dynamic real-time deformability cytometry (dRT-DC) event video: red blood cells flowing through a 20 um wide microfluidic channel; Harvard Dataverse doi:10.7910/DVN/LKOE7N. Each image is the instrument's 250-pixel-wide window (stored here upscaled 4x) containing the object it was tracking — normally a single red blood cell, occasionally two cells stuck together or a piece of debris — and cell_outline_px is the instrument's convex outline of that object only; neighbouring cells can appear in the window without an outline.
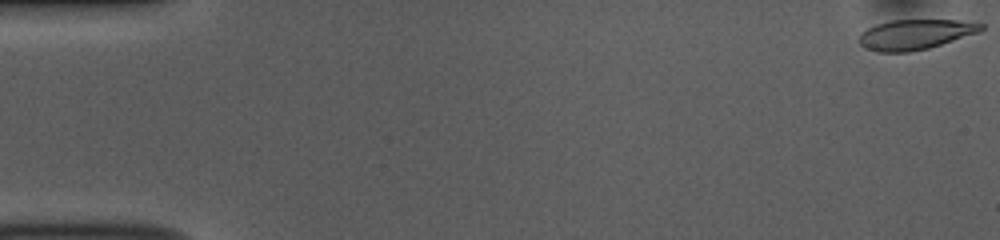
{"species": "common noctule bat (a hibernating species)", "species_latin": "Nyctalus noctula", "temperature_condition": "room temperature", "stored_images_in_passage": 52, "camera_frame_rate_fps": 3000, "um_per_image_px": 0.085, "animal": {"sex": "female", "body_mass_g": 10.0, "forearm_length_mm": 53.1}, "frame": {"image": 1, "passage_image": 1, "time_ms": 0.0, "image_size_px": [1000, 240], "cell_outline_px": [[984, 28], [980, 32], [928, 48], [908, 52], [876, 52], [864, 48], [856, 40], [868, 28], [876, 24], [892, 20], [956, 20], [984, 24]], "centroid_in_image_um": [77.77, 2.93], "position_along_channel_um": 7.2, "area_um2": 21.33}}
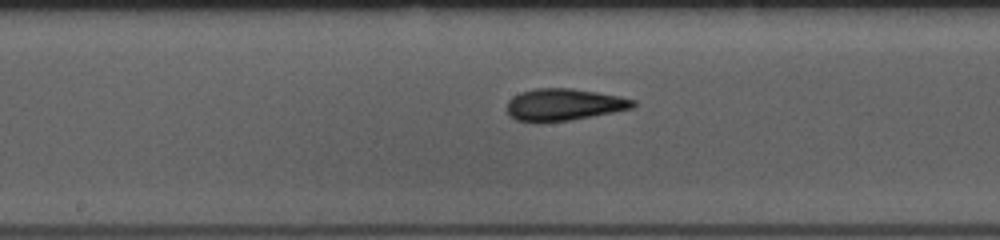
{"frame": {"image": 2, "passage_image": 27, "time_ms": 8.667, "image_size_px": [1000, 240], "cell_outline_px": [[636, 104], [632, 108], [572, 120], [540, 124], [516, 120], [508, 116], [508, 100], [512, 96], [520, 92], [536, 88], [572, 88], [620, 96], [636, 100]], "centroid_in_image_um": [47.88, 8.91], "position_along_channel_um": 200.3, "area_um2": 23.87}}
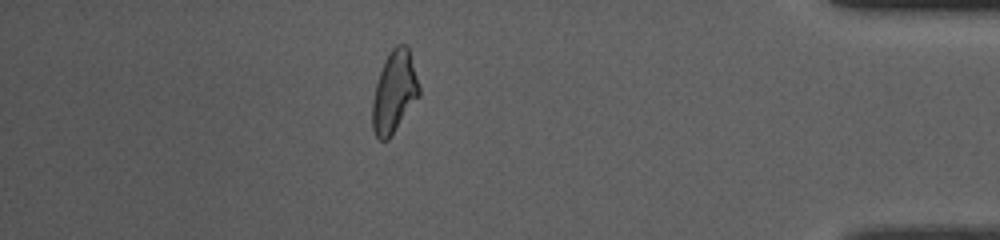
{"frame": {"image": 3, "passage_image": 46, "time_ms": 15.0, "image_size_px": [1000, 240], "cell_outline_px": [[420, 96], [388, 140], [380, 140], [376, 136], [372, 128], [372, 100], [376, 84], [384, 60], [388, 52], [396, 44], [408, 44], [420, 84]], "centroid_in_image_um": [33.53, 7.78], "position_along_channel_um": 401.7, "area_um2": 22.6}, "authors_computed_cell_mechanics": {"area_um2": 22.8888, "velocity_mm_per_s": 3.8315, "shape_relaxation_time_tau1_ms": 4.1423, "shape_relaxation_time_tau2_ms": 2.035, "deformation_change_tau1": 0.1481, "deformation_change_tau2": 0.0851}}